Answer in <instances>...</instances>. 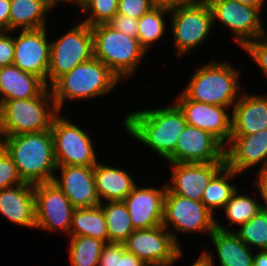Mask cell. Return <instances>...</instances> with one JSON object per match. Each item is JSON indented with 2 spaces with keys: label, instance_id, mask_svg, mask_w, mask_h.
Here are the masks:
<instances>
[{
  "label": "cell",
  "instance_id": "obj_26",
  "mask_svg": "<svg viewBox=\"0 0 267 266\" xmlns=\"http://www.w3.org/2000/svg\"><path fill=\"white\" fill-rule=\"evenodd\" d=\"M238 188L232 195L230 200L224 205L222 211L224 214L226 223H220V220L216 217V228L223 231H234L243 223L248 222L254 215L261 210L259 197L255 192L249 194L248 192L241 191ZM241 191V192H240ZM257 196V197H256ZM258 198V199H257ZM226 224V226H224ZM236 226L235 228L233 226Z\"/></svg>",
  "mask_w": 267,
  "mask_h": 266
},
{
  "label": "cell",
  "instance_id": "obj_16",
  "mask_svg": "<svg viewBox=\"0 0 267 266\" xmlns=\"http://www.w3.org/2000/svg\"><path fill=\"white\" fill-rule=\"evenodd\" d=\"M173 102L184 113L187 125L210 132L224 146L229 142L232 116V110L229 107L193 101L182 92L174 98Z\"/></svg>",
  "mask_w": 267,
  "mask_h": 266
},
{
  "label": "cell",
  "instance_id": "obj_45",
  "mask_svg": "<svg viewBox=\"0 0 267 266\" xmlns=\"http://www.w3.org/2000/svg\"><path fill=\"white\" fill-rule=\"evenodd\" d=\"M152 1L155 5L172 7V6L187 2L189 0H152Z\"/></svg>",
  "mask_w": 267,
  "mask_h": 266
},
{
  "label": "cell",
  "instance_id": "obj_22",
  "mask_svg": "<svg viewBox=\"0 0 267 266\" xmlns=\"http://www.w3.org/2000/svg\"><path fill=\"white\" fill-rule=\"evenodd\" d=\"M0 215L16 226L35 230L36 211L33 185L23 183L0 190Z\"/></svg>",
  "mask_w": 267,
  "mask_h": 266
},
{
  "label": "cell",
  "instance_id": "obj_34",
  "mask_svg": "<svg viewBox=\"0 0 267 266\" xmlns=\"http://www.w3.org/2000/svg\"><path fill=\"white\" fill-rule=\"evenodd\" d=\"M79 11V20L90 27L108 24L118 13V0H87Z\"/></svg>",
  "mask_w": 267,
  "mask_h": 266
},
{
  "label": "cell",
  "instance_id": "obj_15",
  "mask_svg": "<svg viewBox=\"0 0 267 266\" xmlns=\"http://www.w3.org/2000/svg\"><path fill=\"white\" fill-rule=\"evenodd\" d=\"M225 162L224 145L210 132L186 125L166 163Z\"/></svg>",
  "mask_w": 267,
  "mask_h": 266
},
{
  "label": "cell",
  "instance_id": "obj_6",
  "mask_svg": "<svg viewBox=\"0 0 267 266\" xmlns=\"http://www.w3.org/2000/svg\"><path fill=\"white\" fill-rule=\"evenodd\" d=\"M93 55L105 64L121 82L131 79L146 57L137 38L126 36L109 24L91 27Z\"/></svg>",
  "mask_w": 267,
  "mask_h": 266
},
{
  "label": "cell",
  "instance_id": "obj_47",
  "mask_svg": "<svg viewBox=\"0 0 267 266\" xmlns=\"http://www.w3.org/2000/svg\"><path fill=\"white\" fill-rule=\"evenodd\" d=\"M231 1H236L243 5L265 6L264 0H231Z\"/></svg>",
  "mask_w": 267,
  "mask_h": 266
},
{
  "label": "cell",
  "instance_id": "obj_49",
  "mask_svg": "<svg viewBox=\"0 0 267 266\" xmlns=\"http://www.w3.org/2000/svg\"><path fill=\"white\" fill-rule=\"evenodd\" d=\"M87 0H66V6L69 4V5H73L75 7H78L77 9L79 10L83 5L84 3L86 2Z\"/></svg>",
  "mask_w": 267,
  "mask_h": 266
},
{
  "label": "cell",
  "instance_id": "obj_33",
  "mask_svg": "<svg viewBox=\"0 0 267 266\" xmlns=\"http://www.w3.org/2000/svg\"><path fill=\"white\" fill-rule=\"evenodd\" d=\"M233 232L252 250H267V211L261 209Z\"/></svg>",
  "mask_w": 267,
  "mask_h": 266
},
{
  "label": "cell",
  "instance_id": "obj_12",
  "mask_svg": "<svg viewBox=\"0 0 267 266\" xmlns=\"http://www.w3.org/2000/svg\"><path fill=\"white\" fill-rule=\"evenodd\" d=\"M123 244L127 251L147 266H176L185 255L171 233L162 225L134 230Z\"/></svg>",
  "mask_w": 267,
  "mask_h": 266
},
{
  "label": "cell",
  "instance_id": "obj_46",
  "mask_svg": "<svg viewBox=\"0 0 267 266\" xmlns=\"http://www.w3.org/2000/svg\"><path fill=\"white\" fill-rule=\"evenodd\" d=\"M52 11L58 9L59 4H66V0H42ZM56 7V8H55ZM54 9V10H53Z\"/></svg>",
  "mask_w": 267,
  "mask_h": 266
},
{
  "label": "cell",
  "instance_id": "obj_37",
  "mask_svg": "<svg viewBox=\"0 0 267 266\" xmlns=\"http://www.w3.org/2000/svg\"><path fill=\"white\" fill-rule=\"evenodd\" d=\"M154 6L152 0H118V14L139 19Z\"/></svg>",
  "mask_w": 267,
  "mask_h": 266
},
{
  "label": "cell",
  "instance_id": "obj_2",
  "mask_svg": "<svg viewBox=\"0 0 267 266\" xmlns=\"http://www.w3.org/2000/svg\"><path fill=\"white\" fill-rule=\"evenodd\" d=\"M121 80L100 60L92 57L59 77L49 88L58 112L67 102L102 99L121 85ZM79 101V102H78Z\"/></svg>",
  "mask_w": 267,
  "mask_h": 266
},
{
  "label": "cell",
  "instance_id": "obj_3",
  "mask_svg": "<svg viewBox=\"0 0 267 266\" xmlns=\"http://www.w3.org/2000/svg\"><path fill=\"white\" fill-rule=\"evenodd\" d=\"M0 145L13 159L24 183L53 181L57 164L51 130L0 136Z\"/></svg>",
  "mask_w": 267,
  "mask_h": 266
},
{
  "label": "cell",
  "instance_id": "obj_5",
  "mask_svg": "<svg viewBox=\"0 0 267 266\" xmlns=\"http://www.w3.org/2000/svg\"><path fill=\"white\" fill-rule=\"evenodd\" d=\"M169 19L173 38L170 43L177 59H184L186 54L188 57L197 47L199 49L215 28L212 11L206 0H189L170 7Z\"/></svg>",
  "mask_w": 267,
  "mask_h": 266
},
{
  "label": "cell",
  "instance_id": "obj_40",
  "mask_svg": "<svg viewBox=\"0 0 267 266\" xmlns=\"http://www.w3.org/2000/svg\"><path fill=\"white\" fill-rule=\"evenodd\" d=\"M252 180L251 187L257 190L261 209L267 211V168L256 171Z\"/></svg>",
  "mask_w": 267,
  "mask_h": 266
},
{
  "label": "cell",
  "instance_id": "obj_27",
  "mask_svg": "<svg viewBox=\"0 0 267 266\" xmlns=\"http://www.w3.org/2000/svg\"><path fill=\"white\" fill-rule=\"evenodd\" d=\"M49 13L42 0H10L9 31L47 27Z\"/></svg>",
  "mask_w": 267,
  "mask_h": 266
},
{
  "label": "cell",
  "instance_id": "obj_39",
  "mask_svg": "<svg viewBox=\"0 0 267 266\" xmlns=\"http://www.w3.org/2000/svg\"><path fill=\"white\" fill-rule=\"evenodd\" d=\"M108 24L126 36L137 38L138 19L117 13Z\"/></svg>",
  "mask_w": 267,
  "mask_h": 266
},
{
  "label": "cell",
  "instance_id": "obj_38",
  "mask_svg": "<svg viewBox=\"0 0 267 266\" xmlns=\"http://www.w3.org/2000/svg\"><path fill=\"white\" fill-rule=\"evenodd\" d=\"M14 31L0 32V68L13 64Z\"/></svg>",
  "mask_w": 267,
  "mask_h": 266
},
{
  "label": "cell",
  "instance_id": "obj_14",
  "mask_svg": "<svg viewBox=\"0 0 267 266\" xmlns=\"http://www.w3.org/2000/svg\"><path fill=\"white\" fill-rule=\"evenodd\" d=\"M47 28L49 27L14 30L13 58V65L24 72L38 76L46 86L50 65L51 39L48 35L50 29Z\"/></svg>",
  "mask_w": 267,
  "mask_h": 266
},
{
  "label": "cell",
  "instance_id": "obj_48",
  "mask_svg": "<svg viewBox=\"0 0 267 266\" xmlns=\"http://www.w3.org/2000/svg\"><path fill=\"white\" fill-rule=\"evenodd\" d=\"M191 266H211L207 260H205V258H203V256L200 254V256H198V258H196L194 260V262L192 261Z\"/></svg>",
  "mask_w": 267,
  "mask_h": 266
},
{
  "label": "cell",
  "instance_id": "obj_44",
  "mask_svg": "<svg viewBox=\"0 0 267 266\" xmlns=\"http://www.w3.org/2000/svg\"><path fill=\"white\" fill-rule=\"evenodd\" d=\"M253 266H267V250L254 252Z\"/></svg>",
  "mask_w": 267,
  "mask_h": 266
},
{
  "label": "cell",
  "instance_id": "obj_18",
  "mask_svg": "<svg viewBox=\"0 0 267 266\" xmlns=\"http://www.w3.org/2000/svg\"><path fill=\"white\" fill-rule=\"evenodd\" d=\"M168 165L171 175L167 178L168 182L165 180L167 188L174 194L201 201L208 183L225 162L168 163Z\"/></svg>",
  "mask_w": 267,
  "mask_h": 266
},
{
  "label": "cell",
  "instance_id": "obj_41",
  "mask_svg": "<svg viewBox=\"0 0 267 266\" xmlns=\"http://www.w3.org/2000/svg\"><path fill=\"white\" fill-rule=\"evenodd\" d=\"M116 266H147L136 255L125 249L124 244L117 243V265Z\"/></svg>",
  "mask_w": 267,
  "mask_h": 266
},
{
  "label": "cell",
  "instance_id": "obj_9",
  "mask_svg": "<svg viewBox=\"0 0 267 266\" xmlns=\"http://www.w3.org/2000/svg\"><path fill=\"white\" fill-rule=\"evenodd\" d=\"M165 227L181 246L178 234H199L210 236L216 229V216L201 201H194L172 193L168 188L164 198L163 221Z\"/></svg>",
  "mask_w": 267,
  "mask_h": 266
},
{
  "label": "cell",
  "instance_id": "obj_43",
  "mask_svg": "<svg viewBox=\"0 0 267 266\" xmlns=\"http://www.w3.org/2000/svg\"><path fill=\"white\" fill-rule=\"evenodd\" d=\"M10 0H0V31H9Z\"/></svg>",
  "mask_w": 267,
  "mask_h": 266
},
{
  "label": "cell",
  "instance_id": "obj_32",
  "mask_svg": "<svg viewBox=\"0 0 267 266\" xmlns=\"http://www.w3.org/2000/svg\"><path fill=\"white\" fill-rule=\"evenodd\" d=\"M69 266H98L105 242L87 236H69L67 238Z\"/></svg>",
  "mask_w": 267,
  "mask_h": 266
},
{
  "label": "cell",
  "instance_id": "obj_10",
  "mask_svg": "<svg viewBox=\"0 0 267 266\" xmlns=\"http://www.w3.org/2000/svg\"><path fill=\"white\" fill-rule=\"evenodd\" d=\"M73 27L61 33L56 40L50 39V65L47 87L74 67L90 60L93 55L91 27L78 19ZM53 40V41H52Z\"/></svg>",
  "mask_w": 267,
  "mask_h": 266
},
{
  "label": "cell",
  "instance_id": "obj_13",
  "mask_svg": "<svg viewBox=\"0 0 267 266\" xmlns=\"http://www.w3.org/2000/svg\"><path fill=\"white\" fill-rule=\"evenodd\" d=\"M35 195L36 229L60 233L69 237L75 207L55 182L33 185Z\"/></svg>",
  "mask_w": 267,
  "mask_h": 266
},
{
  "label": "cell",
  "instance_id": "obj_36",
  "mask_svg": "<svg viewBox=\"0 0 267 266\" xmlns=\"http://www.w3.org/2000/svg\"><path fill=\"white\" fill-rule=\"evenodd\" d=\"M267 78V35L249 42L242 50Z\"/></svg>",
  "mask_w": 267,
  "mask_h": 266
},
{
  "label": "cell",
  "instance_id": "obj_11",
  "mask_svg": "<svg viewBox=\"0 0 267 266\" xmlns=\"http://www.w3.org/2000/svg\"><path fill=\"white\" fill-rule=\"evenodd\" d=\"M206 1L212 11L213 25H222L225 30L232 32V40L239 49L267 35V28L262 17L263 7L265 10L266 6L243 5L231 0Z\"/></svg>",
  "mask_w": 267,
  "mask_h": 266
},
{
  "label": "cell",
  "instance_id": "obj_25",
  "mask_svg": "<svg viewBox=\"0 0 267 266\" xmlns=\"http://www.w3.org/2000/svg\"><path fill=\"white\" fill-rule=\"evenodd\" d=\"M46 88L38 76L13 64L0 68V105L7 100L38 97Z\"/></svg>",
  "mask_w": 267,
  "mask_h": 266
},
{
  "label": "cell",
  "instance_id": "obj_17",
  "mask_svg": "<svg viewBox=\"0 0 267 266\" xmlns=\"http://www.w3.org/2000/svg\"><path fill=\"white\" fill-rule=\"evenodd\" d=\"M225 165L239 174L267 168V129L250 135H231L224 146ZM257 165V166H256Z\"/></svg>",
  "mask_w": 267,
  "mask_h": 266
},
{
  "label": "cell",
  "instance_id": "obj_42",
  "mask_svg": "<svg viewBox=\"0 0 267 266\" xmlns=\"http://www.w3.org/2000/svg\"><path fill=\"white\" fill-rule=\"evenodd\" d=\"M117 265V243H106L102 249L98 266Z\"/></svg>",
  "mask_w": 267,
  "mask_h": 266
},
{
  "label": "cell",
  "instance_id": "obj_4",
  "mask_svg": "<svg viewBox=\"0 0 267 266\" xmlns=\"http://www.w3.org/2000/svg\"><path fill=\"white\" fill-rule=\"evenodd\" d=\"M210 60L196 67L187 81V86L180 92L190 100L229 107L232 110L243 91L240 81L242 72L230 61Z\"/></svg>",
  "mask_w": 267,
  "mask_h": 266
},
{
  "label": "cell",
  "instance_id": "obj_20",
  "mask_svg": "<svg viewBox=\"0 0 267 266\" xmlns=\"http://www.w3.org/2000/svg\"><path fill=\"white\" fill-rule=\"evenodd\" d=\"M53 182L75 208L100 204L94 180V166H57Z\"/></svg>",
  "mask_w": 267,
  "mask_h": 266
},
{
  "label": "cell",
  "instance_id": "obj_28",
  "mask_svg": "<svg viewBox=\"0 0 267 266\" xmlns=\"http://www.w3.org/2000/svg\"><path fill=\"white\" fill-rule=\"evenodd\" d=\"M241 174L224 165L210 180L203 192L201 202L216 217L239 188L233 181Z\"/></svg>",
  "mask_w": 267,
  "mask_h": 266
},
{
  "label": "cell",
  "instance_id": "obj_21",
  "mask_svg": "<svg viewBox=\"0 0 267 266\" xmlns=\"http://www.w3.org/2000/svg\"><path fill=\"white\" fill-rule=\"evenodd\" d=\"M245 90L231 111V135H250L267 129V93L255 95Z\"/></svg>",
  "mask_w": 267,
  "mask_h": 266
},
{
  "label": "cell",
  "instance_id": "obj_31",
  "mask_svg": "<svg viewBox=\"0 0 267 266\" xmlns=\"http://www.w3.org/2000/svg\"><path fill=\"white\" fill-rule=\"evenodd\" d=\"M106 220L108 243H124L135 230L127 206L123 201H106L99 204Z\"/></svg>",
  "mask_w": 267,
  "mask_h": 266
},
{
  "label": "cell",
  "instance_id": "obj_35",
  "mask_svg": "<svg viewBox=\"0 0 267 266\" xmlns=\"http://www.w3.org/2000/svg\"><path fill=\"white\" fill-rule=\"evenodd\" d=\"M23 183L13 159L0 145V190Z\"/></svg>",
  "mask_w": 267,
  "mask_h": 266
},
{
  "label": "cell",
  "instance_id": "obj_1",
  "mask_svg": "<svg viewBox=\"0 0 267 266\" xmlns=\"http://www.w3.org/2000/svg\"><path fill=\"white\" fill-rule=\"evenodd\" d=\"M171 104L132 110L123 119L125 133L142 144L159 159L166 161L174 152L178 136L187 125L184 113L172 101ZM149 107V108H148Z\"/></svg>",
  "mask_w": 267,
  "mask_h": 266
},
{
  "label": "cell",
  "instance_id": "obj_29",
  "mask_svg": "<svg viewBox=\"0 0 267 266\" xmlns=\"http://www.w3.org/2000/svg\"><path fill=\"white\" fill-rule=\"evenodd\" d=\"M170 7L155 5L146 14L138 19L137 40L140 46L148 53L161 39L166 40L165 34L169 30ZM167 17V19H165ZM167 21V22H166ZM168 23V24H167Z\"/></svg>",
  "mask_w": 267,
  "mask_h": 266
},
{
  "label": "cell",
  "instance_id": "obj_7",
  "mask_svg": "<svg viewBox=\"0 0 267 266\" xmlns=\"http://www.w3.org/2000/svg\"><path fill=\"white\" fill-rule=\"evenodd\" d=\"M58 113L49 87L38 97L4 101L0 105V136L50 130Z\"/></svg>",
  "mask_w": 267,
  "mask_h": 266
},
{
  "label": "cell",
  "instance_id": "obj_30",
  "mask_svg": "<svg viewBox=\"0 0 267 266\" xmlns=\"http://www.w3.org/2000/svg\"><path fill=\"white\" fill-rule=\"evenodd\" d=\"M69 236H87L108 243L105 215L100 205L75 208Z\"/></svg>",
  "mask_w": 267,
  "mask_h": 266
},
{
  "label": "cell",
  "instance_id": "obj_8",
  "mask_svg": "<svg viewBox=\"0 0 267 266\" xmlns=\"http://www.w3.org/2000/svg\"><path fill=\"white\" fill-rule=\"evenodd\" d=\"M67 114L59 112L53 119L51 135L57 166H94L100 159L89 131ZM98 158V159H97Z\"/></svg>",
  "mask_w": 267,
  "mask_h": 266
},
{
  "label": "cell",
  "instance_id": "obj_19",
  "mask_svg": "<svg viewBox=\"0 0 267 266\" xmlns=\"http://www.w3.org/2000/svg\"><path fill=\"white\" fill-rule=\"evenodd\" d=\"M166 182L162 186H140L138 183L124 199L135 230L162 225Z\"/></svg>",
  "mask_w": 267,
  "mask_h": 266
},
{
  "label": "cell",
  "instance_id": "obj_24",
  "mask_svg": "<svg viewBox=\"0 0 267 266\" xmlns=\"http://www.w3.org/2000/svg\"><path fill=\"white\" fill-rule=\"evenodd\" d=\"M101 161L94 165V180L100 203L124 201L138 184L137 180L126 168L124 170V167H118V164L113 166Z\"/></svg>",
  "mask_w": 267,
  "mask_h": 266
},
{
  "label": "cell",
  "instance_id": "obj_23",
  "mask_svg": "<svg viewBox=\"0 0 267 266\" xmlns=\"http://www.w3.org/2000/svg\"><path fill=\"white\" fill-rule=\"evenodd\" d=\"M208 238L215 251L212 253L204 248L200 254L211 266H216L217 261L219 266H253L254 250L241 241L233 231L216 228Z\"/></svg>",
  "mask_w": 267,
  "mask_h": 266
}]
</instances>
